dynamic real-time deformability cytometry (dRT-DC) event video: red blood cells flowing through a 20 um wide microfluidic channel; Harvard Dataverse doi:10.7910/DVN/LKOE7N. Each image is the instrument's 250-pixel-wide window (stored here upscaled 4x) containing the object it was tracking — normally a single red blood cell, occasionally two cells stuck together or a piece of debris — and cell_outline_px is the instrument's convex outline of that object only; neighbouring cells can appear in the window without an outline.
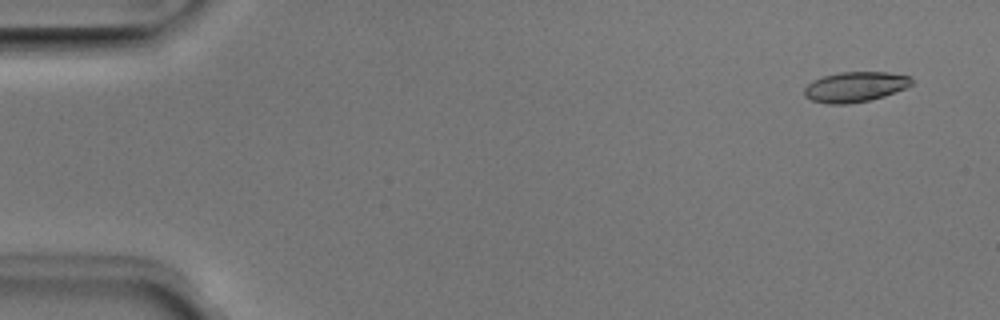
{"species": "Egyptian fruit bat (a non-hibernating species)", "species_latin": "Rousettus aegyptiacus", "temperature_condition": "room temperature", "stored_images_in_passage": 51, "camera_frame_rate_fps": 3000, "um_per_image_px": 0.085, "animal": {"sex": "male"}, "frame": {"image": 1, "passage_image": 3, "time_ms": 0.667, "image_size_px": [1000, 320], "cell_outline_px": [[912, 84], [904, 88], [884, 96], [868, 100], [848, 104], [828, 104], [812, 100], [804, 96], [804, 88], [812, 80], [824, 76], [840, 72], [888, 72], [908, 76], [912, 80]], "centroid_in_image_um": [72.65, 7.38], "position_along_channel_um": 12.4, "area_um2": 18.73}}
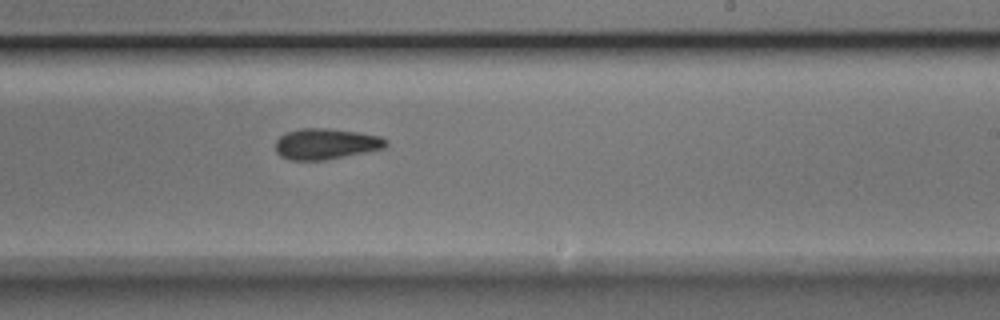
{"frame": {"image": 2, "passage_image": 31, "time_ms": 10.0, "image_size_px": [1000, 320], "cell_outline_px": [[388, 144], [384, 148], [368, 152], [324, 160], [288, 160], [280, 156], [276, 152], [276, 140], [280, 136], [288, 132], [300, 128], [328, 128], [356, 132], [380, 136], [388, 140]], "centroid_in_image_um": [27.7, 12.23], "position_along_channel_um": 261.3, "area_um2": 19.94}}
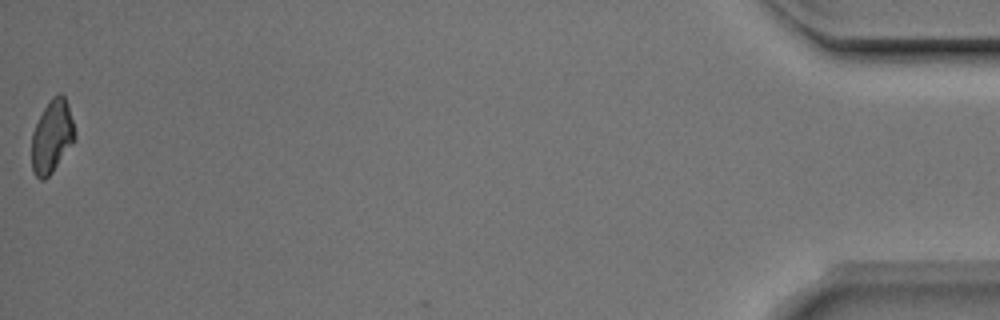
{"frame": {"image": 3, "passage_image": 51, "time_ms": 16.667, "image_size_px": [1000, 320], "cell_outline_px": [[76, 140], [52, 172], [44, 180], [40, 180], [32, 172], [32, 132], [44, 108], [52, 96], [60, 92], [64, 96], [68, 104], [76, 132]], "centroid_in_image_um": [4.43, 11.6], "position_along_channel_um": 430.8, "area_um2": 18.44}, "authors_computed_cell_mechanics": {"area_um2": 19.2474, "velocity_mm_per_s": 3.9817, "shape_relaxation_time_tau1_ms": 5.761, "shape_relaxation_time_tau2_ms": 2.3551, "deformation_change_tau1": 0.1616, "deformation_change_tau2": 0.0896}}